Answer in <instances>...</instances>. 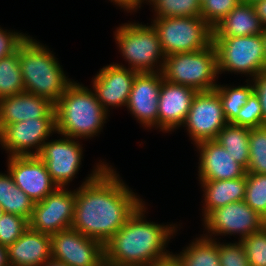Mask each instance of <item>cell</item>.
Masks as SVG:
<instances>
[{
	"label": "cell",
	"mask_w": 266,
	"mask_h": 266,
	"mask_svg": "<svg viewBox=\"0 0 266 266\" xmlns=\"http://www.w3.org/2000/svg\"><path fill=\"white\" fill-rule=\"evenodd\" d=\"M40 266H68V265L65 264L64 262H61V261H58V260L51 258V259H48L43 264H41Z\"/></svg>",
	"instance_id": "cell-44"
},
{
	"label": "cell",
	"mask_w": 266,
	"mask_h": 266,
	"mask_svg": "<svg viewBox=\"0 0 266 266\" xmlns=\"http://www.w3.org/2000/svg\"><path fill=\"white\" fill-rule=\"evenodd\" d=\"M51 236L28 228L7 247L10 266H40L52 258Z\"/></svg>",
	"instance_id": "cell-21"
},
{
	"label": "cell",
	"mask_w": 266,
	"mask_h": 266,
	"mask_svg": "<svg viewBox=\"0 0 266 266\" xmlns=\"http://www.w3.org/2000/svg\"><path fill=\"white\" fill-rule=\"evenodd\" d=\"M91 89L74 80L66 88L54 104L57 134L74 139H89L100 134L108 112Z\"/></svg>",
	"instance_id": "cell-3"
},
{
	"label": "cell",
	"mask_w": 266,
	"mask_h": 266,
	"mask_svg": "<svg viewBox=\"0 0 266 266\" xmlns=\"http://www.w3.org/2000/svg\"><path fill=\"white\" fill-rule=\"evenodd\" d=\"M76 190L57 187L45 199L34 203L29 228L47 235L71 228Z\"/></svg>",
	"instance_id": "cell-12"
},
{
	"label": "cell",
	"mask_w": 266,
	"mask_h": 266,
	"mask_svg": "<svg viewBox=\"0 0 266 266\" xmlns=\"http://www.w3.org/2000/svg\"><path fill=\"white\" fill-rule=\"evenodd\" d=\"M114 38L119 52L134 72H162L165 54L152 25L122 24L115 29Z\"/></svg>",
	"instance_id": "cell-5"
},
{
	"label": "cell",
	"mask_w": 266,
	"mask_h": 266,
	"mask_svg": "<svg viewBox=\"0 0 266 266\" xmlns=\"http://www.w3.org/2000/svg\"><path fill=\"white\" fill-rule=\"evenodd\" d=\"M261 36H262L264 55H265V61H266V28H264L263 32L261 33Z\"/></svg>",
	"instance_id": "cell-45"
},
{
	"label": "cell",
	"mask_w": 266,
	"mask_h": 266,
	"mask_svg": "<svg viewBox=\"0 0 266 266\" xmlns=\"http://www.w3.org/2000/svg\"><path fill=\"white\" fill-rule=\"evenodd\" d=\"M220 266H250L241 241L219 242Z\"/></svg>",
	"instance_id": "cell-36"
},
{
	"label": "cell",
	"mask_w": 266,
	"mask_h": 266,
	"mask_svg": "<svg viewBox=\"0 0 266 266\" xmlns=\"http://www.w3.org/2000/svg\"><path fill=\"white\" fill-rule=\"evenodd\" d=\"M27 37L23 32H13L0 27V60L15 53Z\"/></svg>",
	"instance_id": "cell-37"
},
{
	"label": "cell",
	"mask_w": 266,
	"mask_h": 266,
	"mask_svg": "<svg viewBox=\"0 0 266 266\" xmlns=\"http://www.w3.org/2000/svg\"><path fill=\"white\" fill-rule=\"evenodd\" d=\"M25 92L19 50L0 60V99Z\"/></svg>",
	"instance_id": "cell-28"
},
{
	"label": "cell",
	"mask_w": 266,
	"mask_h": 266,
	"mask_svg": "<svg viewBox=\"0 0 266 266\" xmlns=\"http://www.w3.org/2000/svg\"><path fill=\"white\" fill-rule=\"evenodd\" d=\"M151 23L165 56L195 52L213 43V29L201 16L154 18Z\"/></svg>",
	"instance_id": "cell-7"
},
{
	"label": "cell",
	"mask_w": 266,
	"mask_h": 266,
	"mask_svg": "<svg viewBox=\"0 0 266 266\" xmlns=\"http://www.w3.org/2000/svg\"><path fill=\"white\" fill-rule=\"evenodd\" d=\"M58 135L61 138L46 141L37 156L45 163L54 184L66 188L81 168L83 147L78 139Z\"/></svg>",
	"instance_id": "cell-13"
},
{
	"label": "cell",
	"mask_w": 266,
	"mask_h": 266,
	"mask_svg": "<svg viewBox=\"0 0 266 266\" xmlns=\"http://www.w3.org/2000/svg\"><path fill=\"white\" fill-rule=\"evenodd\" d=\"M3 213H4V211H3V209L0 206V217L3 215Z\"/></svg>",
	"instance_id": "cell-47"
},
{
	"label": "cell",
	"mask_w": 266,
	"mask_h": 266,
	"mask_svg": "<svg viewBox=\"0 0 266 266\" xmlns=\"http://www.w3.org/2000/svg\"><path fill=\"white\" fill-rule=\"evenodd\" d=\"M255 1H258V0H241V2L250 3V4H253Z\"/></svg>",
	"instance_id": "cell-46"
},
{
	"label": "cell",
	"mask_w": 266,
	"mask_h": 266,
	"mask_svg": "<svg viewBox=\"0 0 266 266\" xmlns=\"http://www.w3.org/2000/svg\"><path fill=\"white\" fill-rule=\"evenodd\" d=\"M136 74L120 63L106 65L97 72L92 79V91L107 112L109 106L111 109L127 106Z\"/></svg>",
	"instance_id": "cell-16"
},
{
	"label": "cell",
	"mask_w": 266,
	"mask_h": 266,
	"mask_svg": "<svg viewBox=\"0 0 266 266\" xmlns=\"http://www.w3.org/2000/svg\"><path fill=\"white\" fill-rule=\"evenodd\" d=\"M161 73L164 80L191 87L197 92L214 90L219 76L214 44L195 52L165 56Z\"/></svg>",
	"instance_id": "cell-6"
},
{
	"label": "cell",
	"mask_w": 266,
	"mask_h": 266,
	"mask_svg": "<svg viewBox=\"0 0 266 266\" xmlns=\"http://www.w3.org/2000/svg\"><path fill=\"white\" fill-rule=\"evenodd\" d=\"M249 163L247 173L266 174V125L249 132Z\"/></svg>",
	"instance_id": "cell-30"
},
{
	"label": "cell",
	"mask_w": 266,
	"mask_h": 266,
	"mask_svg": "<svg viewBox=\"0 0 266 266\" xmlns=\"http://www.w3.org/2000/svg\"><path fill=\"white\" fill-rule=\"evenodd\" d=\"M0 266H10L8 262L7 247L0 244Z\"/></svg>",
	"instance_id": "cell-42"
},
{
	"label": "cell",
	"mask_w": 266,
	"mask_h": 266,
	"mask_svg": "<svg viewBox=\"0 0 266 266\" xmlns=\"http://www.w3.org/2000/svg\"><path fill=\"white\" fill-rule=\"evenodd\" d=\"M151 266H183L181 261L172 253L170 256L161 259Z\"/></svg>",
	"instance_id": "cell-41"
},
{
	"label": "cell",
	"mask_w": 266,
	"mask_h": 266,
	"mask_svg": "<svg viewBox=\"0 0 266 266\" xmlns=\"http://www.w3.org/2000/svg\"><path fill=\"white\" fill-rule=\"evenodd\" d=\"M145 206L144 201L104 244L107 259L130 266H151L172 254L166 247L178 225L147 221Z\"/></svg>",
	"instance_id": "cell-2"
},
{
	"label": "cell",
	"mask_w": 266,
	"mask_h": 266,
	"mask_svg": "<svg viewBox=\"0 0 266 266\" xmlns=\"http://www.w3.org/2000/svg\"><path fill=\"white\" fill-rule=\"evenodd\" d=\"M250 266H266V226L241 240Z\"/></svg>",
	"instance_id": "cell-35"
},
{
	"label": "cell",
	"mask_w": 266,
	"mask_h": 266,
	"mask_svg": "<svg viewBox=\"0 0 266 266\" xmlns=\"http://www.w3.org/2000/svg\"><path fill=\"white\" fill-rule=\"evenodd\" d=\"M54 132L55 118L24 120L9 124L0 132V145L9 153L8 157L38 155Z\"/></svg>",
	"instance_id": "cell-10"
},
{
	"label": "cell",
	"mask_w": 266,
	"mask_h": 266,
	"mask_svg": "<svg viewBox=\"0 0 266 266\" xmlns=\"http://www.w3.org/2000/svg\"><path fill=\"white\" fill-rule=\"evenodd\" d=\"M264 26L250 3L240 2L213 28V37H238L261 34Z\"/></svg>",
	"instance_id": "cell-23"
},
{
	"label": "cell",
	"mask_w": 266,
	"mask_h": 266,
	"mask_svg": "<svg viewBox=\"0 0 266 266\" xmlns=\"http://www.w3.org/2000/svg\"><path fill=\"white\" fill-rule=\"evenodd\" d=\"M163 76L161 72L137 73L126 108L143 127L157 128L158 101Z\"/></svg>",
	"instance_id": "cell-17"
},
{
	"label": "cell",
	"mask_w": 266,
	"mask_h": 266,
	"mask_svg": "<svg viewBox=\"0 0 266 266\" xmlns=\"http://www.w3.org/2000/svg\"><path fill=\"white\" fill-rule=\"evenodd\" d=\"M197 91L163 79L158 101L157 129L169 133L181 127Z\"/></svg>",
	"instance_id": "cell-18"
},
{
	"label": "cell",
	"mask_w": 266,
	"mask_h": 266,
	"mask_svg": "<svg viewBox=\"0 0 266 266\" xmlns=\"http://www.w3.org/2000/svg\"><path fill=\"white\" fill-rule=\"evenodd\" d=\"M33 118H55L54 104L27 92L0 99V132L9 124Z\"/></svg>",
	"instance_id": "cell-20"
},
{
	"label": "cell",
	"mask_w": 266,
	"mask_h": 266,
	"mask_svg": "<svg viewBox=\"0 0 266 266\" xmlns=\"http://www.w3.org/2000/svg\"><path fill=\"white\" fill-rule=\"evenodd\" d=\"M202 234L217 240L215 236L239 235V241L266 226V219L249 207L244 200L229 203L211 211L204 219ZM213 237V238H212Z\"/></svg>",
	"instance_id": "cell-9"
},
{
	"label": "cell",
	"mask_w": 266,
	"mask_h": 266,
	"mask_svg": "<svg viewBox=\"0 0 266 266\" xmlns=\"http://www.w3.org/2000/svg\"><path fill=\"white\" fill-rule=\"evenodd\" d=\"M109 1L113 2V4L119 6L120 8L124 9V11H127V13L139 10L138 8H140L142 6L141 4L144 2L143 0H109Z\"/></svg>",
	"instance_id": "cell-39"
},
{
	"label": "cell",
	"mask_w": 266,
	"mask_h": 266,
	"mask_svg": "<svg viewBox=\"0 0 266 266\" xmlns=\"http://www.w3.org/2000/svg\"><path fill=\"white\" fill-rule=\"evenodd\" d=\"M97 266H130V265H124L122 263H117L114 261H111L107 259L105 256L99 261V264Z\"/></svg>",
	"instance_id": "cell-43"
},
{
	"label": "cell",
	"mask_w": 266,
	"mask_h": 266,
	"mask_svg": "<svg viewBox=\"0 0 266 266\" xmlns=\"http://www.w3.org/2000/svg\"><path fill=\"white\" fill-rule=\"evenodd\" d=\"M7 170L17 187L34 202H40L57 186L52 181L45 163L37 156H10Z\"/></svg>",
	"instance_id": "cell-15"
},
{
	"label": "cell",
	"mask_w": 266,
	"mask_h": 266,
	"mask_svg": "<svg viewBox=\"0 0 266 266\" xmlns=\"http://www.w3.org/2000/svg\"><path fill=\"white\" fill-rule=\"evenodd\" d=\"M245 82H247V84L236 87L231 85L228 86V84L225 86L218 83L215 88L222 103L223 114L228 123L237 116L250 95L254 92L252 80H246Z\"/></svg>",
	"instance_id": "cell-27"
},
{
	"label": "cell",
	"mask_w": 266,
	"mask_h": 266,
	"mask_svg": "<svg viewBox=\"0 0 266 266\" xmlns=\"http://www.w3.org/2000/svg\"><path fill=\"white\" fill-rule=\"evenodd\" d=\"M188 245L180 254H174L183 266H220L219 240L200 235Z\"/></svg>",
	"instance_id": "cell-25"
},
{
	"label": "cell",
	"mask_w": 266,
	"mask_h": 266,
	"mask_svg": "<svg viewBox=\"0 0 266 266\" xmlns=\"http://www.w3.org/2000/svg\"><path fill=\"white\" fill-rule=\"evenodd\" d=\"M52 258L68 266H97L104 257V245L72 227L51 235Z\"/></svg>",
	"instance_id": "cell-14"
},
{
	"label": "cell",
	"mask_w": 266,
	"mask_h": 266,
	"mask_svg": "<svg viewBox=\"0 0 266 266\" xmlns=\"http://www.w3.org/2000/svg\"><path fill=\"white\" fill-rule=\"evenodd\" d=\"M228 124L223 114L222 103L217 91L197 92L192 100L186 127L194 145L206 140H215L219 131Z\"/></svg>",
	"instance_id": "cell-11"
},
{
	"label": "cell",
	"mask_w": 266,
	"mask_h": 266,
	"mask_svg": "<svg viewBox=\"0 0 266 266\" xmlns=\"http://www.w3.org/2000/svg\"><path fill=\"white\" fill-rule=\"evenodd\" d=\"M28 228L29 222L26 218L4 212L0 217V244L5 247L10 246Z\"/></svg>",
	"instance_id": "cell-32"
},
{
	"label": "cell",
	"mask_w": 266,
	"mask_h": 266,
	"mask_svg": "<svg viewBox=\"0 0 266 266\" xmlns=\"http://www.w3.org/2000/svg\"><path fill=\"white\" fill-rule=\"evenodd\" d=\"M195 147L199 153V180H231L246 175L247 170L216 140L202 141Z\"/></svg>",
	"instance_id": "cell-19"
},
{
	"label": "cell",
	"mask_w": 266,
	"mask_h": 266,
	"mask_svg": "<svg viewBox=\"0 0 266 266\" xmlns=\"http://www.w3.org/2000/svg\"><path fill=\"white\" fill-rule=\"evenodd\" d=\"M244 201L266 219V174L246 173Z\"/></svg>",
	"instance_id": "cell-31"
},
{
	"label": "cell",
	"mask_w": 266,
	"mask_h": 266,
	"mask_svg": "<svg viewBox=\"0 0 266 266\" xmlns=\"http://www.w3.org/2000/svg\"><path fill=\"white\" fill-rule=\"evenodd\" d=\"M0 206L5 213L26 218L31 217L34 202L17 187L7 170V174L0 172Z\"/></svg>",
	"instance_id": "cell-24"
},
{
	"label": "cell",
	"mask_w": 266,
	"mask_h": 266,
	"mask_svg": "<svg viewBox=\"0 0 266 266\" xmlns=\"http://www.w3.org/2000/svg\"><path fill=\"white\" fill-rule=\"evenodd\" d=\"M249 132L248 127L228 123L215 139L246 170L249 163Z\"/></svg>",
	"instance_id": "cell-26"
},
{
	"label": "cell",
	"mask_w": 266,
	"mask_h": 266,
	"mask_svg": "<svg viewBox=\"0 0 266 266\" xmlns=\"http://www.w3.org/2000/svg\"><path fill=\"white\" fill-rule=\"evenodd\" d=\"M203 189L202 220L213 210L242 201L246 192V175L231 180H199Z\"/></svg>",
	"instance_id": "cell-22"
},
{
	"label": "cell",
	"mask_w": 266,
	"mask_h": 266,
	"mask_svg": "<svg viewBox=\"0 0 266 266\" xmlns=\"http://www.w3.org/2000/svg\"><path fill=\"white\" fill-rule=\"evenodd\" d=\"M252 83L254 85V92L260 100L263 121L266 124V71L259 73L254 79H252Z\"/></svg>",
	"instance_id": "cell-38"
},
{
	"label": "cell",
	"mask_w": 266,
	"mask_h": 266,
	"mask_svg": "<svg viewBox=\"0 0 266 266\" xmlns=\"http://www.w3.org/2000/svg\"><path fill=\"white\" fill-rule=\"evenodd\" d=\"M230 124L248 127L250 129L266 125L263 121L261 103L255 92L250 95L246 104Z\"/></svg>",
	"instance_id": "cell-34"
},
{
	"label": "cell",
	"mask_w": 266,
	"mask_h": 266,
	"mask_svg": "<svg viewBox=\"0 0 266 266\" xmlns=\"http://www.w3.org/2000/svg\"><path fill=\"white\" fill-rule=\"evenodd\" d=\"M261 24L266 28V0H258L252 4Z\"/></svg>",
	"instance_id": "cell-40"
},
{
	"label": "cell",
	"mask_w": 266,
	"mask_h": 266,
	"mask_svg": "<svg viewBox=\"0 0 266 266\" xmlns=\"http://www.w3.org/2000/svg\"><path fill=\"white\" fill-rule=\"evenodd\" d=\"M155 18L200 16V0H150Z\"/></svg>",
	"instance_id": "cell-29"
},
{
	"label": "cell",
	"mask_w": 266,
	"mask_h": 266,
	"mask_svg": "<svg viewBox=\"0 0 266 266\" xmlns=\"http://www.w3.org/2000/svg\"><path fill=\"white\" fill-rule=\"evenodd\" d=\"M218 73H241L254 79L266 71L261 34L238 37H213Z\"/></svg>",
	"instance_id": "cell-8"
},
{
	"label": "cell",
	"mask_w": 266,
	"mask_h": 266,
	"mask_svg": "<svg viewBox=\"0 0 266 266\" xmlns=\"http://www.w3.org/2000/svg\"><path fill=\"white\" fill-rule=\"evenodd\" d=\"M18 50L25 92L55 104L73 82L64 74L58 58L53 51L29 35Z\"/></svg>",
	"instance_id": "cell-4"
},
{
	"label": "cell",
	"mask_w": 266,
	"mask_h": 266,
	"mask_svg": "<svg viewBox=\"0 0 266 266\" xmlns=\"http://www.w3.org/2000/svg\"><path fill=\"white\" fill-rule=\"evenodd\" d=\"M241 0H204L201 2L200 16L213 29Z\"/></svg>",
	"instance_id": "cell-33"
},
{
	"label": "cell",
	"mask_w": 266,
	"mask_h": 266,
	"mask_svg": "<svg viewBox=\"0 0 266 266\" xmlns=\"http://www.w3.org/2000/svg\"><path fill=\"white\" fill-rule=\"evenodd\" d=\"M101 162L76 189L71 227L104 245L144 201L111 165Z\"/></svg>",
	"instance_id": "cell-1"
}]
</instances>
